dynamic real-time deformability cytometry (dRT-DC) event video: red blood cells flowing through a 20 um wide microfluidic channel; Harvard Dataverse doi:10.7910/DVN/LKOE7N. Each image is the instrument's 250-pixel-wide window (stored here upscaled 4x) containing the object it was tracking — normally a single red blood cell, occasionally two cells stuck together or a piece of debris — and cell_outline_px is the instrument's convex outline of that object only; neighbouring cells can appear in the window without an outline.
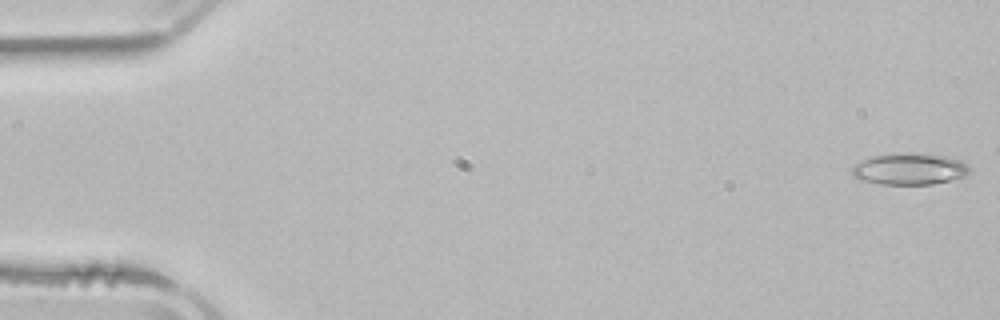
{"species": "common noctule bat (a hibernating species)", "species_latin": "Nyctalus noctula", "temperature_condition": "room temperature", "stored_images_in_passage": 46, "camera_frame_rate_fps": 3000, "um_per_image_px": 0.085, "animal": {"sex": "male", "body_mass_g": 21.5, "forearm_length_mm": 52.0}, "frame": {"image": 1, "passage_image": 1, "time_ms": 0.0, "image_size_px": [1000, 320], "cell_outline_px": [[968, 172], [964, 176], [932, 184], [880, 184], [860, 180], [852, 176], [852, 168], [856, 164], [872, 156], [904, 152], [920, 152], [948, 156], [964, 160], [968, 164]], "centroid_in_image_um": [77.33, 14.34], "position_along_channel_um": 7.7, "area_um2": 21.79}}
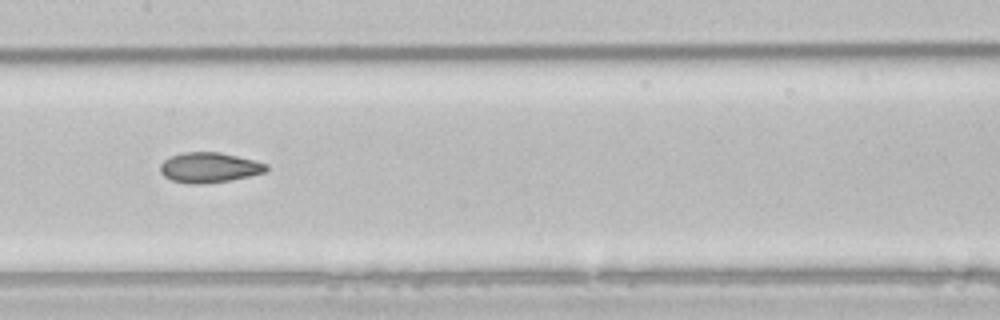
{"frame": {"image": 2, "passage_image": 26, "time_ms": 8.333, "image_size_px": [1000, 320], "cell_outline_px": [[268, 168], [264, 172], [248, 176], [228, 180], [196, 184], [188, 184], [172, 180], [164, 176], [160, 172], [160, 164], [164, 160], [172, 156], [184, 152], [220, 152], [268, 164]], "centroid_in_image_um": [17.75, 14.23], "position_along_channel_um": 189.7, "area_um2": 18.32}}
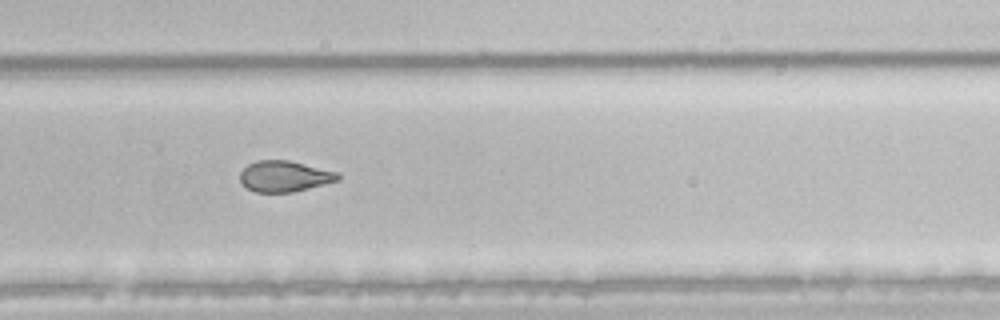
{"frame": {"image": 3, "passage_image": 35, "time_ms": 11.333, "image_size_px": [1000, 320], "cell_outline_px": [[340, 180], [292, 192], [256, 192], [248, 188], [240, 180], [240, 172], [248, 164], [256, 160], [288, 160], [340, 172]], "centroid_in_image_um": [24.21, 14.97], "position_along_channel_um": 305.6, "area_um2": 17.63}}